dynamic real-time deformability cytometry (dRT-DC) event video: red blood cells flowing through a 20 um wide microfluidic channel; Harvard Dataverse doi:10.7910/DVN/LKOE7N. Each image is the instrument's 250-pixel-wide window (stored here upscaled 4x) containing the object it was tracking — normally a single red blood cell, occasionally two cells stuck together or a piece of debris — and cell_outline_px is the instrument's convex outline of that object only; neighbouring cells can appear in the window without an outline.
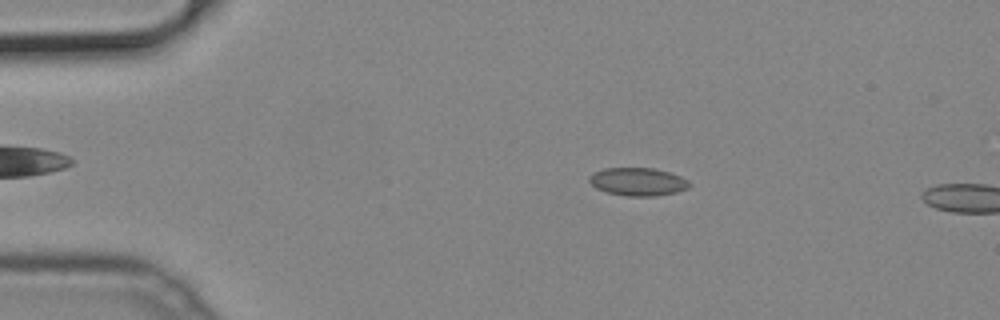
{"species": "common noctule bat (a hibernating species)", "species_latin": "Nyctalus noctula", "temperature_condition": "cold", "stored_images_in_passage": 6, "camera_frame_rate_fps": 3000, "um_per_image_px": 0.085, "animal": {"sex": "male", "body_mass_g": 19.2, "forearm_length_mm": 51.8}, "frame": {"image": 1, "passage_image": 4, "time_ms": 1.0, "image_size_px": [1000, 320], "cell_outline_px": [[692, 184], [688, 188], [676, 192], [656, 196], [624, 196], [608, 192], [596, 188], [588, 180], [588, 176], [592, 172], [604, 168], [652, 168], [668, 172], [680, 176], [688, 180]], "centroid_in_image_um": [54.2, 15.44], "position_along_channel_um": 30.8, "area_um2": 16.42}}